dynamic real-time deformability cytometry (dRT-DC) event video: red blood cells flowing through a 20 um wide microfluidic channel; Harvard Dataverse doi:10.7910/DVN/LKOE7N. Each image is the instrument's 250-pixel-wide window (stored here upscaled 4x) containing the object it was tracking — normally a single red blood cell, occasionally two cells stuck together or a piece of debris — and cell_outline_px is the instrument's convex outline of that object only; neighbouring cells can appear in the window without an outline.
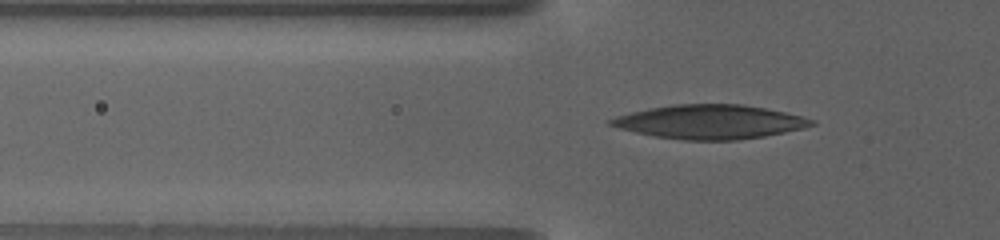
{"species": "human", "species_latin": "Homo sapiens", "temperature_condition": "warm", "stored_images_in_passage": 36, "camera_frame_rate_fps": 3000, "um_per_image_px": 0.085, "donor": {"sex": "female"}, "frame": {"image": 1, "passage_image": 8, "time_ms": 3.667, "image_size_px": [1000, 240], "cell_outline_px": [[816, 124], [784, 132], [764, 136], [736, 140], [684, 140], [656, 136], [636, 132], [608, 124], [608, 120], [616, 116], [648, 108], [672, 104], [740, 104], [764, 108], [784, 112], [816, 120]], "centroid_in_image_um": [60.33, 10.35], "position_along_channel_um": 65.5, "area_um2": 39.36}}
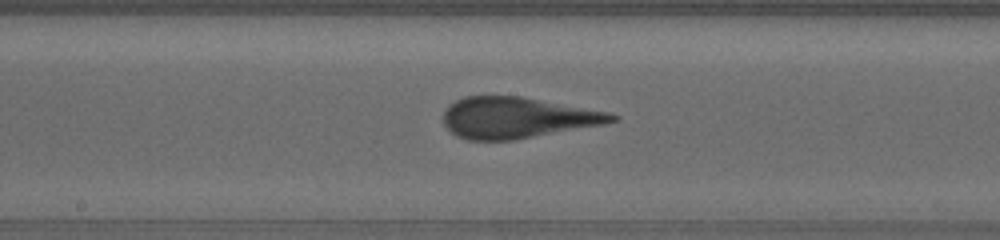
{"frame": {"image": 2, "passage_image": 19, "time_ms": 8.667, "image_size_px": [1000, 240], "cell_outline_px": [[620, 116], [616, 120], [604, 124], [512, 140], [468, 140], [456, 136], [444, 124], [444, 112], [448, 104], [464, 96], [520, 96], [608, 112]], "centroid_in_image_um": [43.92, 10.0], "position_along_channel_um": 204.3, "area_um2": 39.94}}
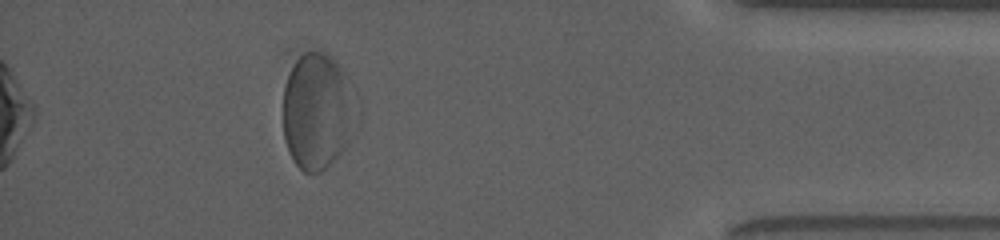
{"frame": {"image": 3, "passage_image": 36, "time_ms": 17.0, "image_size_px": [1000, 240], "cell_outline_px": [[352, 112], [344, 148], [320, 172], [304, 172], [296, 164], [284, 140], [284, 88], [288, 76], [296, 60], [304, 52], [316, 52], [332, 60], [336, 64], [348, 88]], "centroid_in_image_um": [26.84, 9.5], "position_along_channel_um": 408.4, "area_um2": 46.24}}